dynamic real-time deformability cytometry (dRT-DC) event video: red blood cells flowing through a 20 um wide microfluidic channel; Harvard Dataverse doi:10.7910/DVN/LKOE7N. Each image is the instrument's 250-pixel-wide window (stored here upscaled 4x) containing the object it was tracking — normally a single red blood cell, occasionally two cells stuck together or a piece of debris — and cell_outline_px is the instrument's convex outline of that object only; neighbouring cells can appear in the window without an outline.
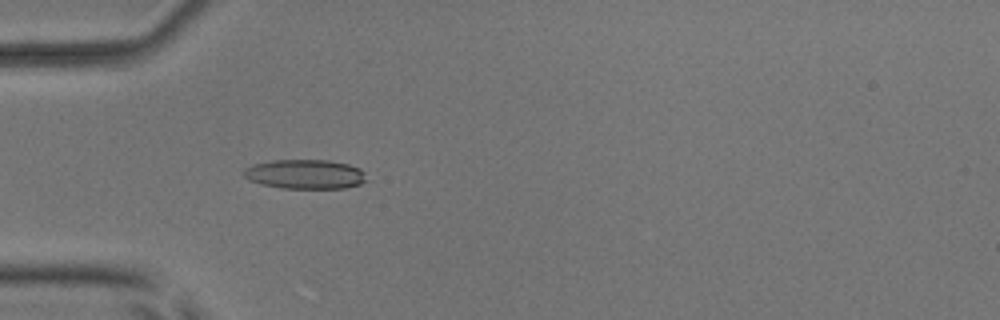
{"species": "common noctule bat (a hibernating species)", "species_latin": "Nyctalus noctula", "temperature_condition": "room temperature", "stored_images_in_passage": 37, "camera_frame_rate_fps": 3000, "um_per_image_px": 0.085, "animal": {"sex": "male", "body_mass_g": 17.9, "forearm_length_mm": 54.2}, "frame": {"image": 1, "passage_image": 1, "time_ms": 0.0, "image_size_px": [1000, 320], "cell_outline_px": [[368, 180], [360, 184], [344, 188], [280, 188], [260, 184], [248, 180], [244, 176], [244, 168], [252, 164], [272, 160], [328, 160], [348, 164], [360, 168], [364, 172]], "centroid_in_image_um": [25.93, 14.8], "position_along_channel_um": 59.1, "area_um2": 21.21}}
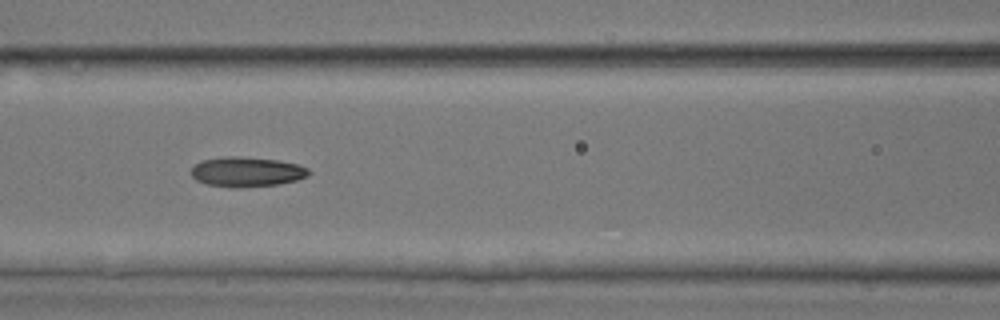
{"frame": {"image": 2, "passage_image": 8, "time_ms": 2.333, "image_size_px": [1000, 320], "cell_outline_px": [[312, 172], [308, 176], [296, 180], [276, 184], [240, 188], [236, 188], [204, 184], [196, 180], [192, 176], [192, 168], [200, 160], [228, 156], [236, 156], [276, 160], [300, 164], [308, 168]], "centroid_in_image_um": [20.98, 14.61], "position_along_channel_um": 145.6, "area_um2": 20.52}}
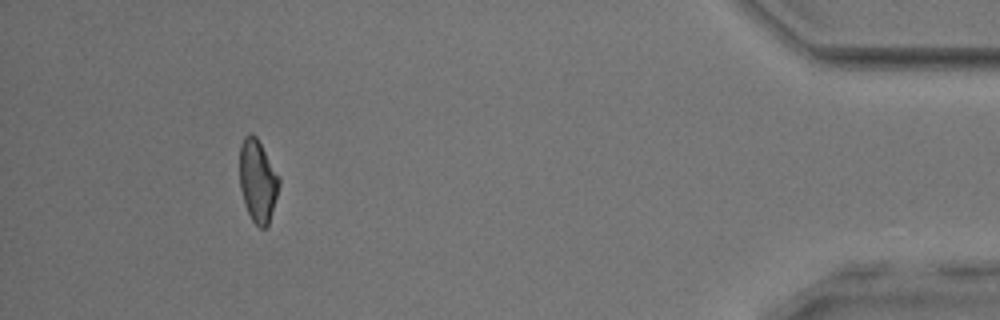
{"frame": {"image": 3, "passage_image": 33, "time_ms": 10.667, "image_size_px": [1000, 320], "cell_outline_px": [[280, 184], [268, 228], [260, 228], [252, 220], [244, 204], [240, 188], [240, 144], [244, 136], [248, 132], [252, 132], [256, 136], [280, 176]], "centroid_in_image_um": [21.91, 15.36], "position_along_channel_um": 413.3, "area_um2": 19.25}, "authors_computed_cell_mechanics": {"area_um2": 19.7098, "velocity_mm_per_s": 3.9415, "shape_relaxation_time_tau1_ms": 3.7322, "shape_relaxation_time_tau2_ms": 2.625, "deformation_change_tau1": 0.1443, "deformation_change_tau2": 0.0989}}